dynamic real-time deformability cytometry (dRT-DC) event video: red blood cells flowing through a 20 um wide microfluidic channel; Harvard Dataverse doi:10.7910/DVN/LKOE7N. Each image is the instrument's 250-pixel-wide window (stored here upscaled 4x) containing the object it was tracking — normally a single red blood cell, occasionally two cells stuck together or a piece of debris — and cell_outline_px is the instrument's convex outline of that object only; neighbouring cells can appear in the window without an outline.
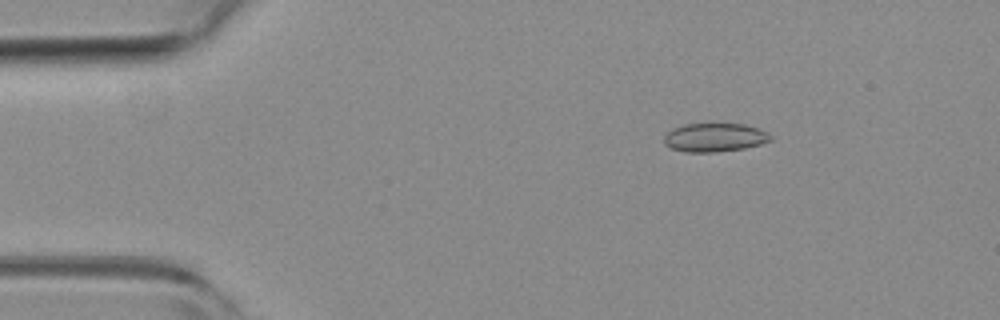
{"species": "common noctule bat (a hibernating species)", "species_latin": "Nyctalus noctula", "temperature_condition": "room temperature", "stored_images_in_passage": 3, "camera_frame_rate_fps": 3000, "um_per_image_px": 0.085, "animal": {"sex": "female", "body_mass_g": 19.3, "forearm_length_mm": 54.1}, "frame": {"image": 1, "passage_image": 1, "time_ms": 0.0, "image_size_px": [1000, 320], "cell_outline_px": [[772, 140], [760, 144], [744, 148], [712, 152], [684, 152], [672, 148], [664, 144], [664, 136], [672, 128], [684, 124], [708, 120], [744, 124], [768, 132], [772, 136]], "centroid_in_image_um": [60.72, 11.62], "position_along_channel_um": 24.3, "area_um2": 18.55}}